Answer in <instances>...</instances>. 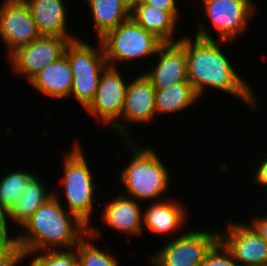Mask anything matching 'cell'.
<instances>
[{
	"label": "cell",
	"instance_id": "17",
	"mask_svg": "<svg viewBox=\"0 0 267 266\" xmlns=\"http://www.w3.org/2000/svg\"><path fill=\"white\" fill-rule=\"evenodd\" d=\"M72 83V70L65 55L43 68L29 81L36 91L57 99L70 97Z\"/></svg>",
	"mask_w": 267,
	"mask_h": 266
},
{
	"label": "cell",
	"instance_id": "5",
	"mask_svg": "<svg viewBox=\"0 0 267 266\" xmlns=\"http://www.w3.org/2000/svg\"><path fill=\"white\" fill-rule=\"evenodd\" d=\"M73 146L70 153L65 156L66 158L64 157V174L61 182L69 205L68 211L89 227L95 194L93 175L80 144L76 142Z\"/></svg>",
	"mask_w": 267,
	"mask_h": 266
},
{
	"label": "cell",
	"instance_id": "25",
	"mask_svg": "<svg viewBox=\"0 0 267 266\" xmlns=\"http://www.w3.org/2000/svg\"><path fill=\"white\" fill-rule=\"evenodd\" d=\"M44 253L33 257L31 266H80L75 248L68 251L51 249Z\"/></svg>",
	"mask_w": 267,
	"mask_h": 266
},
{
	"label": "cell",
	"instance_id": "10",
	"mask_svg": "<svg viewBox=\"0 0 267 266\" xmlns=\"http://www.w3.org/2000/svg\"><path fill=\"white\" fill-rule=\"evenodd\" d=\"M0 38L8 48V57L41 35L23 0H4L0 6Z\"/></svg>",
	"mask_w": 267,
	"mask_h": 266
},
{
	"label": "cell",
	"instance_id": "7",
	"mask_svg": "<svg viewBox=\"0 0 267 266\" xmlns=\"http://www.w3.org/2000/svg\"><path fill=\"white\" fill-rule=\"evenodd\" d=\"M121 75L116 67L107 66L102 72L94 98L85 110L112 129H116L118 134L123 135L125 141H130L132 140L128 135L130 131L126 128V124L119 120L128 86Z\"/></svg>",
	"mask_w": 267,
	"mask_h": 266
},
{
	"label": "cell",
	"instance_id": "29",
	"mask_svg": "<svg viewBox=\"0 0 267 266\" xmlns=\"http://www.w3.org/2000/svg\"><path fill=\"white\" fill-rule=\"evenodd\" d=\"M7 217L8 212L0 206V243L5 241H17L16 237L9 236Z\"/></svg>",
	"mask_w": 267,
	"mask_h": 266
},
{
	"label": "cell",
	"instance_id": "31",
	"mask_svg": "<svg viewBox=\"0 0 267 266\" xmlns=\"http://www.w3.org/2000/svg\"><path fill=\"white\" fill-rule=\"evenodd\" d=\"M263 160V162H260L258 169H256V174L253 178L255 183L257 182L259 185L267 186V157Z\"/></svg>",
	"mask_w": 267,
	"mask_h": 266
},
{
	"label": "cell",
	"instance_id": "26",
	"mask_svg": "<svg viewBox=\"0 0 267 266\" xmlns=\"http://www.w3.org/2000/svg\"><path fill=\"white\" fill-rule=\"evenodd\" d=\"M201 266H239L234 260L232 254L224 246V244L218 240L211 249L206 253Z\"/></svg>",
	"mask_w": 267,
	"mask_h": 266
},
{
	"label": "cell",
	"instance_id": "3",
	"mask_svg": "<svg viewBox=\"0 0 267 266\" xmlns=\"http://www.w3.org/2000/svg\"><path fill=\"white\" fill-rule=\"evenodd\" d=\"M126 142L133 152V158L120 172L127 194L135 200L160 197L169 189V171L151 148H139L141 146L135 145L133 140Z\"/></svg>",
	"mask_w": 267,
	"mask_h": 266
},
{
	"label": "cell",
	"instance_id": "9",
	"mask_svg": "<svg viewBox=\"0 0 267 266\" xmlns=\"http://www.w3.org/2000/svg\"><path fill=\"white\" fill-rule=\"evenodd\" d=\"M74 39L76 37L40 36L8 57L13 72L26 75L29 82L43 68L62 57L67 44Z\"/></svg>",
	"mask_w": 267,
	"mask_h": 266
},
{
	"label": "cell",
	"instance_id": "11",
	"mask_svg": "<svg viewBox=\"0 0 267 266\" xmlns=\"http://www.w3.org/2000/svg\"><path fill=\"white\" fill-rule=\"evenodd\" d=\"M206 16L216 29L217 40L233 42L244 33L256 7L252 0H201ZM244 30V31H243Z\"/></svg>",
	"mask_w": 267,
	"mask_h": 266
},
{
	"label": "cell",
	"instance_id": "30",
	"mask_svg": "<svg viewBox=\"0 0 267 266\" xmlns=\"http://www.w3.org/2000/svg\"><path fill=\"white\" fill-rule=\"evenodd\" d=\"M252 223V224H251ZM255 231L265 240L267 243V216L265 217H257L251 220L249 223Z\"/></svg>",
	"mask_w": 267,
	"mask_h": 266
},
{
	"label": "cell",
	"instance_id": "1",
	"mask_svg": "<svg viewBox=\"0 0 267 266\" xmlns=\"http://www.w3.org/2000/svg\"><path fill=\"white\" fill-rule=\"evenodd\" d=\"M198 28L194 41L187 37L188 81L198 96L201 97L208 86L235 95L255 107L257 96H254L251 86L236 73L220 50V46L230 41H214L204 26Z\"/></svg>",
	"mask_w": 267,
	"mask_h": 266
},
{
	"label": "cell",
	"instance_id": "20",
	"mask_svg": "<svg viewBox=\"0 0 267 266\" xmlns=\"http://www.w3.org/2000/svg\"><path fill=\"white\" fill-rule=\"evenodd\" d=\"M98 40L108 31L131 18V11L124 0H88Z\"/></svg>",
	"mask_w": 267,
	"mask_h": 266
},
{
	"label": "cell",
	"instance_id": "28",
	"mask_svg": "<svg viewBox=\"0 0 267 266\" xmlns=\"http://www.w3.org/2000/svg\"><path fill=\"white\" fill-rule=\"evenodd\" d=\"M177 0H144V4L154 6L162 11L170 12L176 19L178 18Z\"/></svg>",
	"mask_w": 267,
	"mask_h": 266
},
{
	"label": "cell",
	"instance_id": "4",
	"mask_svg": "<svg viewBox=\"0 0 267 266\" xmlns=\"http://www.w3.org/2000/svg\"><path fill=\"white\" fill-rule=\"evenodd\" d=\"M97 49L80 39L71 40L64 51L70 64L73 83L70 96L85 109L93 100L104 69L108 66L102 44Z\"/></svg>",
	"mask_w": 267,
	"mask_h": 266
},
{
	"label": "cell",
	"instance_id": "27",
	"mask_svg": "<svg viewBox=\"0 0 267 266\" xmlns=\"http://www.w3.org/2000/svg\"><path fill=\"white\" fill-rule=\"evenodd\" d=\"M24 259L18 241L0 243V266H16Z\"/></svg>",
	"mask_w": 267,
	"mask_h": 266
},
{
	"label": "cell",
	"instance_id": "22",
	"mask_svg": "<svg viewBox=\"0 0 267 266\" xmlns=\"http://www.w3.org/2000/svg\"><path fill=\"white\" fill-rule=\"evenodd\" d=\"M198 94L189 81L171 85L165 89H156L155 113H174L187 109L198 101Z\"/></svg>",
	"mask_w": 267,
	"mask_h": 266
},
{
	"label": "cell",
	"instance_id": "24",
	"mask_svg": "<svg viewBox=\"0 0 267 266\" xmlns=\"http://www.w3.org/2000/svg\"><path fill=\"white\" fill-rule=\"evenodd\" d=\"M6 175L0 180V206L9 212L34 175L23 170H16Z\"/></svg>",
	"mask_w": 267,
	"mask_h": 266
},
{
	"label": "cell",
	"instance_id": "21",
	"mask_svg": "<svg viewBox=\"0 0 267 266\" xmlns=\"http://www.w3.org/2000/svg\"><path fill=\"white\" fill-rule=\"evenodd\" d=\"M45 186L35 175L29 180L19 200L8 212L10 221L22 226L45 202L54 196V192L46 193Z\"/></svg>",
	"mask_w": 267,
	"mask_h": 266
},
{
	"label": "cell",
	"instance_id": "23",
	"mask_svg": "<svg viewBox=\"0 0 267 266\" xmlns=\"http://www.w3.org/2000/svg\"><path fill=\"white\" fill-rule=\"evenodd\" d=\"M101 235L98 229L88 227V233L78 242L75 247L80 266H118L116 258L109 254V251H102L95 248L91 243ZM86 238H92L89 242ZM86 239V240H85Z\"/></svg>",
	"mask_w": 267,
	"mask_h": 266
},
{
	"label": "cell",
	"instance_id": "8",
	"mask_svg": "<svg viewBox=\"0 0 267 266\" xmlns=\"http://www.w3.org/2000/svg\"><path fill=\"white\" fill-rule=\"evenodd\" d=\"M218 240V232H184L149 257L148 261L154 266H201L206 253Z\"/></svg>",
	"mask_w": 267,
	"mask_h": 266
},
{
	"label": "cell",
	"instance_id": "16",
	"mask_svg": "<svg viewBox=\"0 0 267 266\" xmlns=\"http://www.w3.org/2000/svg\"><path fill=\"white\" fill-rule=\"evenodd\" d=\"M28 6L41 36H70L66 31L67 14L63 0H23Z\"/></svg>",
	"mask_w": 267,
	"mask_h": 266
},
{
	"label": "cell",
	"instance_id": "6",
	"mask_svg": "<svg viewBox=\"0 0 267 266\" xmlns=\"http://www.w3.org/2000/svg\"><path fill=\"white\" fill-rule=\"evenodd\" d=\"M108 66L115 67L116 60L128 62L133 59L156 55L162 41L146 31L132 18L108 31L99 39Z\"/></svg>",
	"mask_w": 267,
	"mask_h": 266
},
{
	"label": "cell",
	"instance_id": "18",
	"mask_svg": "<svg viewBox=\"0 0 267 266\" xmlns=\"http://www.w3.org/2000/svg\"><path fill=\"white\" fill-rule=\"evenodd\" d=\"M185 217V209L177 202H162L156 199V202L150 204L142 214V222L149 231L163 235L182 228Z\"/></svg>",
	"mask_w": 267,
	"mask_h": 266
},
{
	"label": "cell",
	"instance_id": "15",
	"mask_svg": "<svg viewBox=\"0 0 267 266\" xmlns=\"http://www.w3.org/2000/svg\"><path fill=\"white\" fill-rule=\"evenodd\" d=\"M126 195L118 196L110 201L104 208L102 221L111 228L126 235H139L142 233V211L139 201Z\"/></svg>",
	"mask_w": 267,
	"mask_h": 266
},
{
	"label": "cell",
	"instance_id": "2",
	"mask_svg": "<svg viewBox=\"0 0 267 266\" xmlns=\"http://www.w3.org/2000/svg\"><path fill=\"white\" fill-rule=\"evenodd\" d=\"M58 199L55 192L22 225L27 232L16 238L24 258L39 251L51 250L53 245L75 248L88 233V227L74 214L66 212Z\"/></svg>",
	"mask_w": 267,
	"mask_h": 266
},
{
	"label": "cell",
	"instance_id": "32",
	"mask_svg": "<svg viewBox=\"0 0 267 266\" xmlns=\"http://www.w3.org/2000/svg\"><path fill=\"white\" fill-rule=\"evenodd\" d=\"M144 0H124L125 5L132 11L137 5H140Z\"/></svg>",
	"mask_w": 267,
	"mask_h": 266
},
{
	"label": "cell",
	"instance_id": "13",
	"mask_svg": "<svg viewBox=\"0 0 267 266\" xmlns=\"http://www.w3.org/2000/svg\"><path fill=\"white\" fill-rule=\"evenodd\" d=\"M184 37L175 42H162L156 52L159 55L156 67L144 73L155 89L188 81L187 36Z\"/></svg>",
	"mask_w": 267,
	"mask_h": 266
},
{
	"label": "cell",
	"instance_id": "14",
	"mask_svg": "<svg viewBox=\"0 0 267 266\" xmlns=\"http://www.w3.org/2000/svg\"><path fill=\"white\" fill-rule=\"evenodd\" d=\"M140 75L128 83L121 121L147 124L155 117L156 89L144 74Z\"/></svg>",
	"mask_w": 267,
	"mask_h": 266
},
{
	"label": "cell",
	"instance_id": "19",
	"mask_svg": "<svg viewBox=\"0 0 267 266\" xmlns=\"http://www.w3.org/2000/svg\"><path fill=\"white\" fill-rule=\"evenodd\" d=\"M131 18L162 42L179 41L172 36L177 19L168 11H162L142 3L131 11Z\"/></svg>",
	"mask_w": 267,
	"mask_h": 266
},
{
	"label": "cell",
	"instance_id": "12",
	"mask_svg": "<svg viewBox=\"0 0 267 266\" xmlns=\"http://www.w3.org/2000/svg\"><path fill=\"white\" fill-rule=\"evenodd\" d=\"M227 226V234L220 232L219 240L239 266L267 265V243L251 225L229 222Z\"/></svg>",
	"mask_w": 267,
	"mask_h": 266
}]
</instances>
